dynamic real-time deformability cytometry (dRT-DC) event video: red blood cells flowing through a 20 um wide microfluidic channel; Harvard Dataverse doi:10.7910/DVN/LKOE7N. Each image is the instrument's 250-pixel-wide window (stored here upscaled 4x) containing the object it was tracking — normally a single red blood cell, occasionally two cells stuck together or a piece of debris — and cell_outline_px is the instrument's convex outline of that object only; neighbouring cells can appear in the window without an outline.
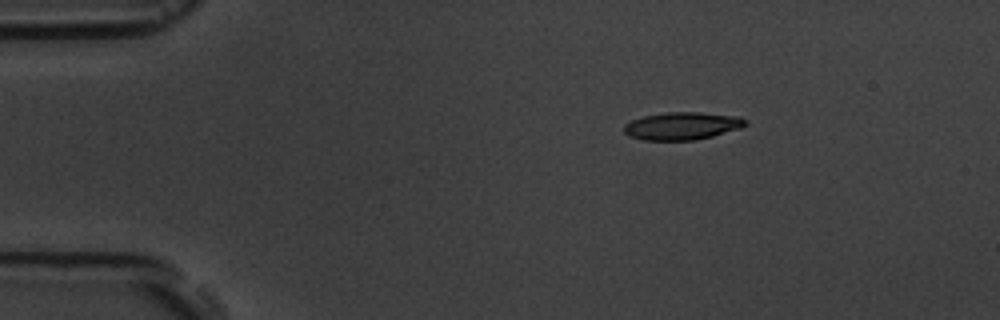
{"species": "common noctule bat (a hibernating species)", "species_latin": "Nyctalus noctula", "temperature_condition": "room temperature", "stored_images_in_passage": 3, "camera_frame_rate_fps": 3000, "um_per_image_px": 0.085, "animal": {"sex": "male", "body_mass_g": 19.5, "forearm_length_mm": 54.6}, "frame": {"image": 1, "passage_image": 1, "time_ms": 0.0, "image_size_px": [1000, 320], "cell_outline_px": [[748, 124], [740, 128], [712, 136], [696, 140], [644, 140], [628, 136], [624, 132], [624, 124], [632, 120], [644, 116], [668, 112], [700, 112], [740, 116], [748, 120]], "centroid_in_image_um": [58.0, 10.7], "position_along_channel_um": 27.0, "area_um2": 19.65}}